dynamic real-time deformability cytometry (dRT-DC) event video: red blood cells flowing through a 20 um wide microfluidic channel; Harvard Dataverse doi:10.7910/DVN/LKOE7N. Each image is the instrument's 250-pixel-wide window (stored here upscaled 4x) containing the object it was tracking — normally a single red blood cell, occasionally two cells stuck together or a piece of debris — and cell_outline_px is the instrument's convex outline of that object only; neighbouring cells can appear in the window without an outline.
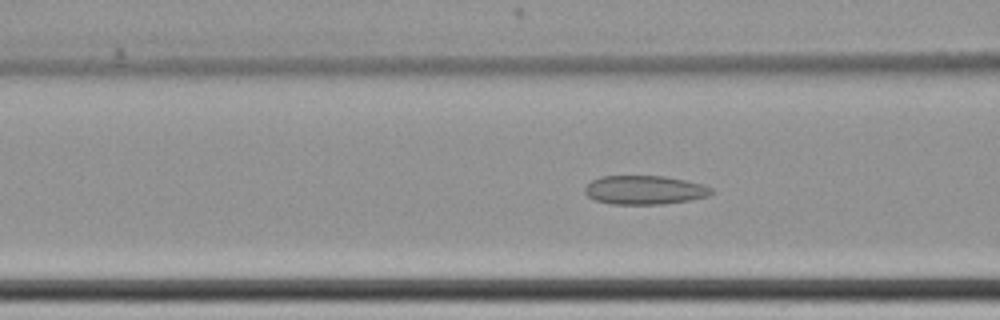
{"species": "common noctule bat (a hibernating species)", "species_latin": "Nyctalus noctula", "temperature_condition": "cold", "stored_images_in_passage": 59, "camera_frame_rate_fps": 3000, "um_per_image_px": 0.085, "animal": {"sex": "female", "body_mass_g": 22.7, "forearm_length_mm": 54.2}, "frame": {"image": 1, "passage_image": 23, "time_ms": 7.333, "image_size_px": [1000, 320], "cell_outline_px": [[712, 192], [708, 196], [688, 200], [664, 204], [612, 204], [596, 200], [588, 196], [584, 192], [584, 188], [592, 180], [600, 176], [664, 176], [704, 184], [712, 188]], "centroid_in_image_um": [54.78, 16.14], "position_along_channel_um": 111.8, "area_um2": 21.21}}
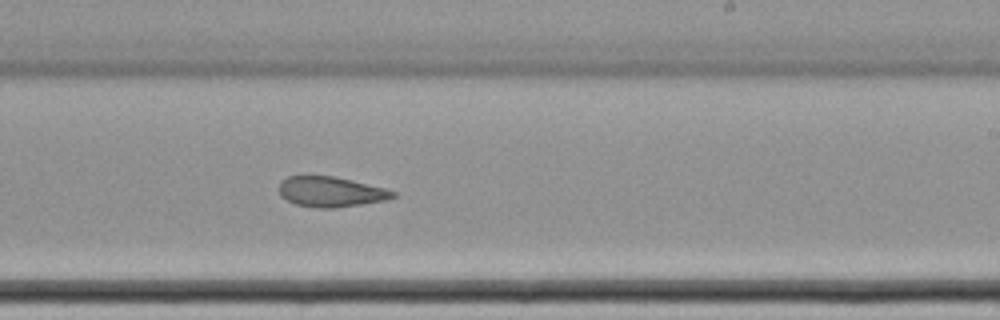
{"frame": {"image": 2, "passage_image": 36, "time_ms": 11.667, "image_size_px": [1000, 320], "cell_outline_px": [[396, 196], [388, 200], [332, 208], [316, 208], [296, 204], [280, 196], [280, 180], [288, 176], [332, 176], [352, 180], [384, 188], [396, 192]], "centroid_in_image_um": [28.12, 16.3], "position_along_channel_um": 260.9, "area_um2": 19.94}}
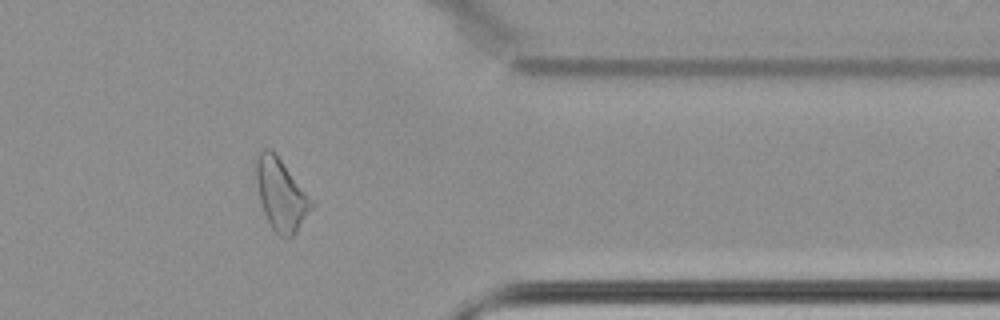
{"frame": {"image": 3, "passage_image": 48, "time_ms": 15.667, "image_size_px": [1000, 320], "cell_outline_px": [[316, 204], [296, 232], [292, 236], [280, 236], [272, 228], [264, 212], [260, 200], [256, 180], [256, 156], [260, 148], [268, 148], [280, 160]], "centroid_in_image_um": [23.89, 16.54], "position_along_channel_um": 387.5, "area_um2": 22.66}, "authors_computed_cell_mechanics": {"area_um2": 23.2934, "velocity_mm_per_s": 3.4444, "shape_relaxation_time_tau1_ms": null, "shape_relaxation_time_tau2_ms": 6.5587, "deformation_change_tau1": null, "deformation_change_tau2": 0.1177}}